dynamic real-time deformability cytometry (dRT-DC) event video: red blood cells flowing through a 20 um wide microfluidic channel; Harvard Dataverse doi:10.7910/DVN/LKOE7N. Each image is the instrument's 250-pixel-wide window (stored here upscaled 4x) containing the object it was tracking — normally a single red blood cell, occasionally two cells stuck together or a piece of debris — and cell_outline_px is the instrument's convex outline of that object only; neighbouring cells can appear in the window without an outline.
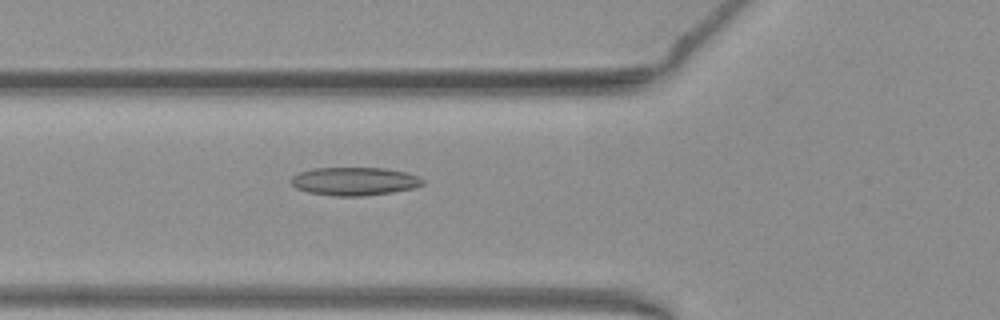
{"species": "common noctule bat (a hibernating species)", "species_latin": "Nyctalus noctula", "temperature_condition": "warm", "stored_images_in_passage": 52, "camera_frame_rate_fps": 3000, "um_per_image_px": 0.085, "animal": {"sex": "female", "body_mass_g": 19.3, "forearm_length_mm": 54.1}, "frame": {"image": 1, "passage_image": 19, "time_ms": 6.0, "image_size_px": [1000, 320], "cell_outline_px": [[424, 184], [412, 188], [392, 192], [364, 196], [332, 196], [308, 192], [296, 188], [292, 184], [292, 176], [300, 172], [312, 168], [384, 168], [408, 172], [424, 180]], "centroid_in_image_um": [30.13, 15.41], "position_along_channel_um": 95.7, "area_um2": 21.62}}
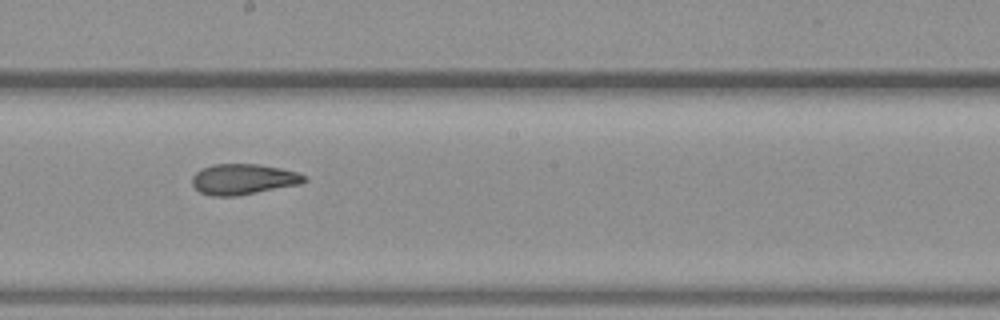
{"frame": {"image": 2, "passage_image": 29, "time_ms": 9.333, "image_size_px": [1000, 320], "cell_outline_px": [[308, 180], [300, 184], [236, 196], [212, 196], [200, 192], [192, 184], [192, 176], [200, 168], [212, 164], [256, 164], [280, 168], [296, 172], [308, 176]], "centroid_in_image_um": [20.67, 15.23], "position_along_channel_um": 227.5, "area_um2": 20.06}}
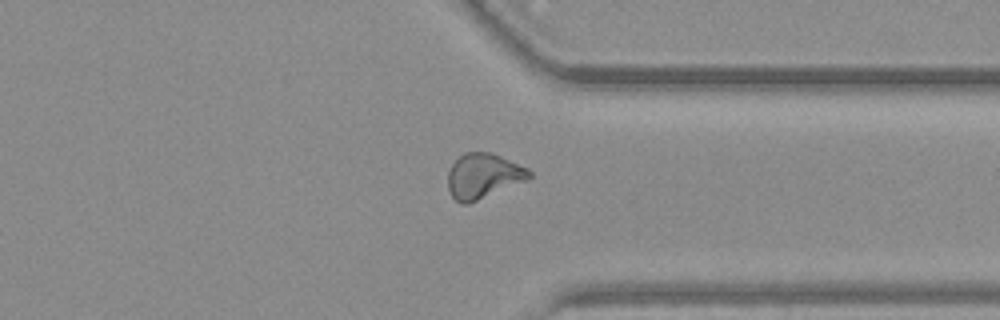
{"frame": {"image": 3, "passage_image": 40, "time_ms": 13.0, "image_size_px": [1000, 320], "cell_outline_px": [[532, 176], [528, 180], [468, 204], [460, 204], [452, 196], [448, 188], [448, 172], [452, 164], [464, 152], [492, 152], [528, 168], [532, 172]], "centroid_in_image_um": [41.09, 14.96], "position_along_channel_um": 370.3, "area_um2": 21.44}, "authors_computed_cell_mechanics": {"area_um2": 21.2993, "velocity_mm_per_s": 3.9439, "shape_relaxation_time_tau1_ms": 10.0434, "shape_relaxation_time_tau2_ms": 2.5316, "deformation_change_tau1": 0.2365, "deformation_change_tau2": 0.0925}}